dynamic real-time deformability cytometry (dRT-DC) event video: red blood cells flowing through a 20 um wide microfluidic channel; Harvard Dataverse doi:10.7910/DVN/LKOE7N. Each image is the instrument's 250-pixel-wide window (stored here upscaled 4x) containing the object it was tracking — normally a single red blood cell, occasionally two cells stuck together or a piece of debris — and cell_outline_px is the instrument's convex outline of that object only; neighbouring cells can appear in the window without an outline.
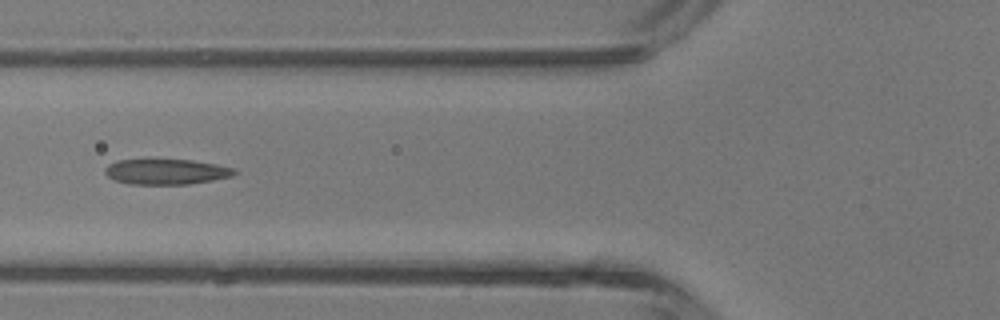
{"species": "common noctule bat (a hibernating species)", "species_latin": "Nyctalus noctula", "temperature_condition": "room temperature", "stored_images_in_passage": 6, "camera_frame_rate_fps": 3000, "um_per_image_px": 0.085, "animal": {"sex": "male", "body_mass_g": 13.3}, "frame": {"image": 1, "passage_image": 5, "time_ms": 5.333, "image_size_px": [1000, 320], "cell_outline_px": [[236, 172], [232, 176], [212, 180], [188, 184], [128, 184], [116, 180], [108, 176], [104, 172], [104, 168], [108, 164], [120, 160], [144, 156], [192, 160], [232, 168]], "centroid_in_image_um": [14.02, 14.54], "position_along_channel_um": 111.8, "area_um2": 19.83}}
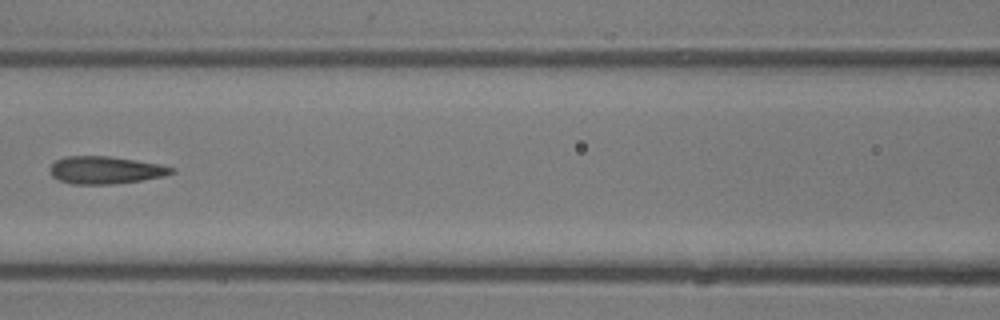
{"frame": {"image": 2, "passage_image": 6, "time_ms": 6.333, "image_size_px": [1000, 320], "cell_outline_px": [[176, 172], [164, 176], [140, 180], [112, 184], [72, 184], [60, 180], [52, 176], [48, 172], [48, 168], [56, 160], [64, 156], [108, 156], [136, 160], [160, 164], [176, 168]], "centroid_in_image_um": [8.95, 14.45], "position_along_channel_um": 157.6, "area_um2": 19.59}}